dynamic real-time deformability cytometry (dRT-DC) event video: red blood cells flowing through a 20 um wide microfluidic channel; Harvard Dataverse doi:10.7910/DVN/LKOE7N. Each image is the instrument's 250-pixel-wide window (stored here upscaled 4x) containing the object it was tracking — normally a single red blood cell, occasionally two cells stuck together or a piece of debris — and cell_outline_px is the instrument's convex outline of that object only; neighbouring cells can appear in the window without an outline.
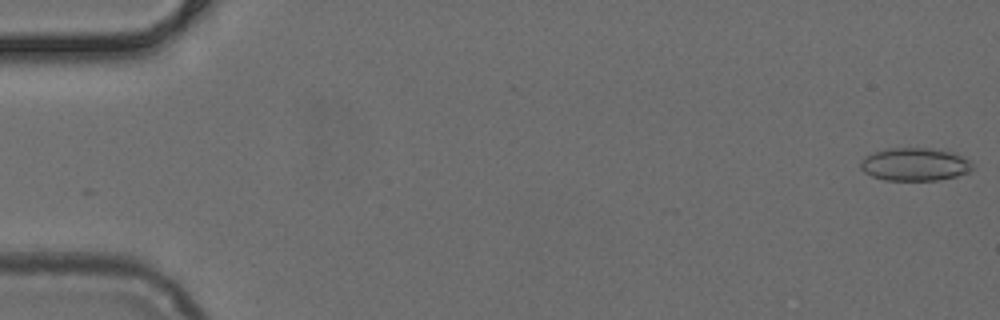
{"species": "common noctule bat (a hibernating species)", "species_latin": "Nyctalus noctula", "temperature_condition": "cold", "stored_images_in_passage": 27, "camera_frame_rate_fps": 3000, "um_per_image_px": 0.085, "animal": {"sex": "female", "body_mass_g": 24.6, "forearm_length_mm": 56.2}, "frame": {"image": 1, "passage_image": 1, "time_ms": 0.0, "image_size_px": [1000, 320], "cell_outline_px": [[972, 168], [968, 172], [956, 176], [936, 180], [884, 180], [872, 176], [864, 172], [860, 168], [860, 164], [872, 152], [892, 148], [928, 148], [952, 152], [964, 156], [972, 160]], "centroid_in_image_um": [77.79, 13.97], "position_along_channel_um": 7.2, "area_um2": 21.39}}
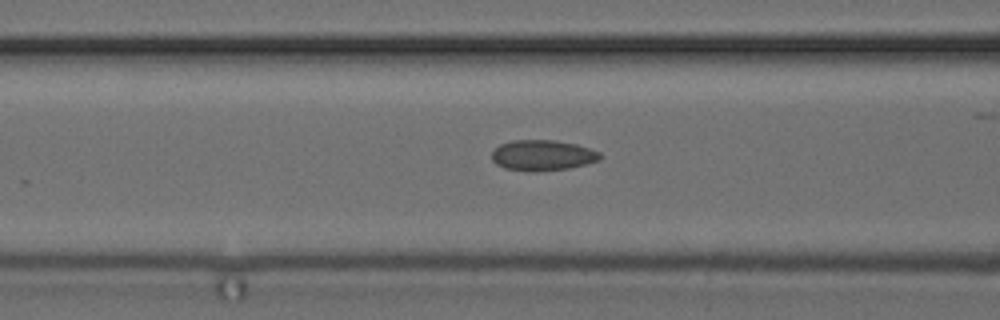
{"frame": {"image": 2, "passage_image": 20, "time_ms": 6.333, "image_size_px": [1000, 320], "cell_outline_px": [[604, 156], [600, 160], [568, 168], [536, 172], [532, 172], [504, 168], [496, 164], [492, 160], [492, 152], [500, 144], [512, 140], [556, 140], [576, 144], [600, 152]], "centroid_in_image_um": [46.12, 13.2], "position_along_channel_um": 120.5, "area_um2": 19.42}}
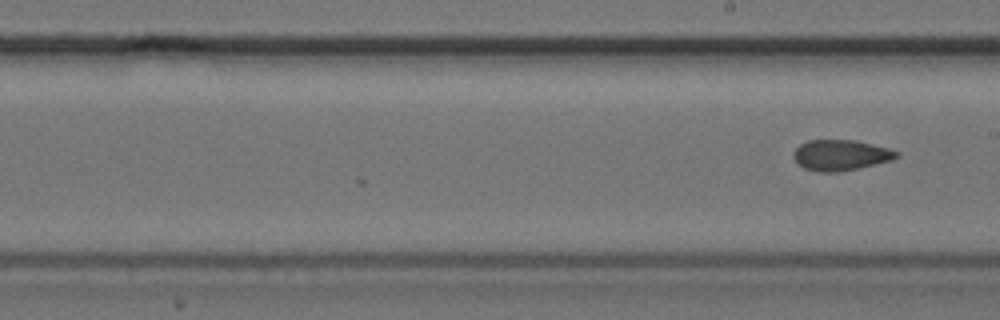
{"frame": {"image": 3, "passage_image": 27, "time_ms": 8.667, "image_size_px": [1000, 320], "cell_outline_px": [[900, 156], [892, 160], [840, 172], [816, 172], [804, 168], [796, 164], [792, 156], [792, 152], [800, 144], [808, 140], [856, 140], [888, 148], [900, 152]], "centroid_in_image_um": [71.42, 13.19], "position_along_channel_um": 217.6, "area_um2": 18.67}}